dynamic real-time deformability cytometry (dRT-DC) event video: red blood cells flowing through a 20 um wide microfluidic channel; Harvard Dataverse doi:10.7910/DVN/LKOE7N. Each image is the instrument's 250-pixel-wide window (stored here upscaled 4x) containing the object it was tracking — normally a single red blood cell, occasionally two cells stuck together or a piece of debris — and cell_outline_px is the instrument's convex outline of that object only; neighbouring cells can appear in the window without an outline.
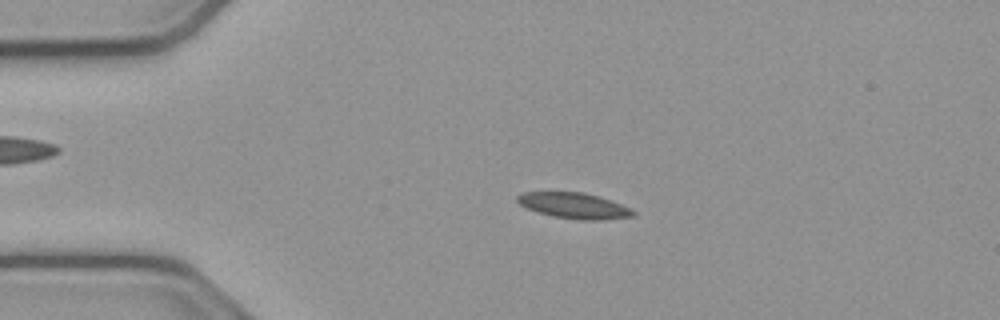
{"species": "common noctule bat (a hibernating species)", "species_latin": "Nyctalus noctula", "temperature_condition": "cold", "stored_images_in_passage": 53, "camera_frame_rate_fps": 3000, "um_per_image_px": 0.085, "animal": {"sex": "male", "body_mass_g": 23.1, "forearm_length_mm": 52.7}, "frame": {"image": 1, "passage_image": 11, "time_ms": 3.333, "image_size_px": [1000, 320], "cell_outline_px": [[636, 216], [604, 220], [580, 220], [552, 216], [524, 208], [516, 200], [516, 196], [524, 192], [584, 192], [600, 196], [612, 200], [632, 208], [636, 212]], "centroid_in_image_um": [48.84, 17.48], "position_along_channel_um": 36.2, "area_um2": 17.74}}
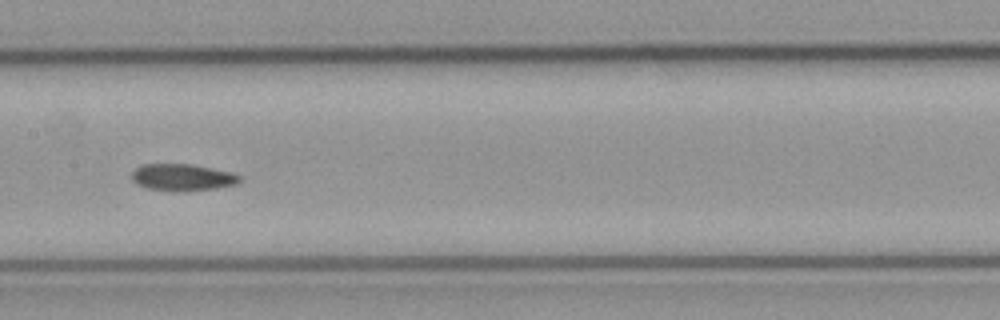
{"frame": {"image": 2, "passage_image": 26, "time_ms": 8.333, "image_size_px": [1000, 320], "cell_outline_px": [[244, 180], [236, 184], [216, 188], [188, 192], [172, 192], [144, 188], [136, 184], [132, 180], [132, 172], [140, 164], [192, 164], [228, 172], [240, 176]], "centroid_in_image_um": [15.47, 15.1], "position_along_channel_um": 191.9, "area_um2": 17.22}}
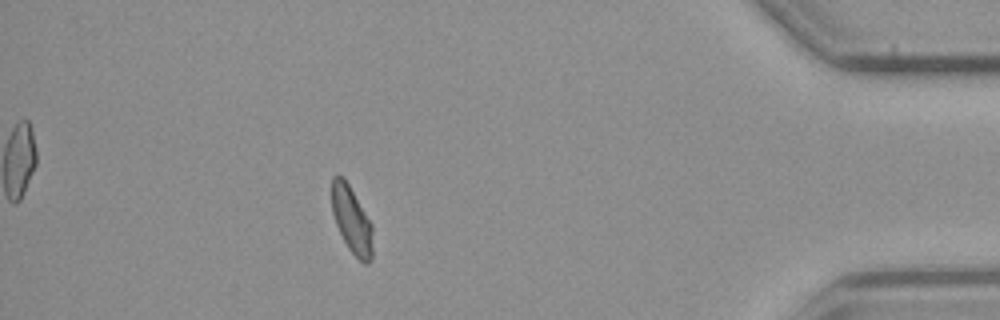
{"frame": {"image": 3, "passage_image": 47, "time_ms": 15.333, "image_size_px": [1000, 320], "cell_outline_px": [[372, 256], [368, 264], [364, 264], [348, 248], [336, 224], [332, 212], [332, 176], [336, 172], [348, 184], [372, 224]], "centroid_in_image_um": [29.89, 18.7], "position_along_channel_um": 405.3, "area_um2": 15.66}, "authors_computed_cell_mechanics": {"area_um2": 16.762, "velocity_mm_per_s": 3.797, "shape_relaxation_time_tau1_ms": 6.5666, "shape_relaxation_time_tau2_ms": 5.5238, "deformation_change_tau1": 0.1207, "deformation_change_tau2": 0.0848}}